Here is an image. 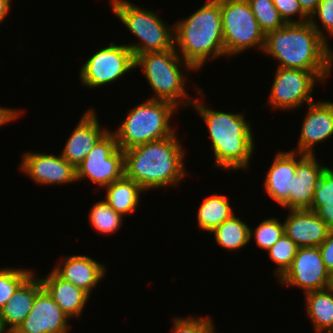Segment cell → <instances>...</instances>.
Wrapping results in <instances>:
<instances>
[{"instance_id":"obj_35","label":"cell","mask_w":333,"mask_h":333,"mask_svg":"<svg viewBox=\"0 0 333 333\" xmlns=\"http://www.w3.org/2000/svg\"><path fill=\"white\" fill-rule=\"evenodd\" d=\"M312 200H333V169L327 167L320 177Z\"/></svg>"},{"instance_id":"obj_33","label":"cell","mask_w":333,"mask_h":333,"mask_svg":"<svg viewBox=\"0 0 333 333\" xmlns=\"http://www.w3.org/2000/svg\"><path fill=\"white\" fill-rule=\"evenodd\" d=\"M173 333H212L214 323L212 317H195L188 318L176 317L173 320Z\"/></svg>"},{"instance_id":"obj_40","label":"cell","mask_w":333,"mask_h":333,"mask_svg":"<svg viewBox=\"0 0 333 333\" xmlns=\"http://www.w3.org/2000/svg\"><path fill=\"white\" fill-rule=\"evenodd\" d=\"M11 2L12 0H0V24L3 23L5 17L9 14Z\"/></svg>"},{"instance_id":"obj_20","label":"cell","mask_w":333,"mask_h":333,"mask_svg":"<svg viewBox=\"0 0 333 333\" xmlns=\"http://www.w3.org/2000/svg\"><path fill=\"white\" fill-rule=\"evenodd\" d=\"M52 269L63 280L83 289L89 295L105 277L106 266L87 255H69Z\"/></svg>"},{"instance_id":"obj_38","label":"cell","mask_w":333,"mask_h":333,"mask_svg":"<svg viewBox=\"0 0 333 333\" xmlns=\"http://www.w3.org/2000/svg\"><path fill=\"white\" fill-rule=\"evenodd\" d=\"M23 110H16L7 107H0V127L12 123V121L16 120L17 118L22 115Z\"/></svg>"},{"instance_id":"obj_34","label":"cell","mask_w":333,"mask_h":333,"mask_svg":"<svg viewBox=\"0 0 333 333\" xmlns=\"http://www.w3.org/2000/svg\"><path fill=\"white\" fill-rule=\"evenodd\" d=\"M273 4L285 23H303L309 21V16L302 10L298 0H273ZM299 16L294 20L293 16Z\"/></svg>"},{"instance_id":"obj_16","label":"cell","mask_w":333,"mask_h":333,"mask_svg":"<svg viewBox=\"0 0 333 333\" xmlns=\"http://www.w3.org/2000/svg\"><path fill=\"white\" fill-rule=\"evenodd\" d=\"M328 166H323L316 155L296 152V170L293 192L289 195L290 209H309L320 177Z\"/></svg>"},{"instance_id":"obj_19","label":"cell","mask_w":333,"mask_h":333,"mask_svg":"<svg viewBox=\"0 0 333 333\" xmlns=\"http://www.w3.org/2000/svg\"><path fill=\"white\" fill-rule=\"evenodd\" d=\"M264 180L265 192L282 208L289 209V195L293 192V177L296 170V152L276 153Z\"/></svg>"},{"instance_id":"obj_3","label":"cell","mask_w":333,"mask_h":333,"mask_svg":"<svg viewBox=\"0 0 333 333\" xmlns=\"http://www.w3.org/2000/svg\"><path fill=\"white\" fill-rule=\"evenodd\" d=\"M191 107L199 113L207 126L214 154V166L224 171L247 170L254 153L251 124L244 113L238 114L209 109L195 99Z\"/></svg>"},{"instance_id":"obj_24","label":"cell","mask_w":333,"mask_h":333,"mask_svg":"<svg viewBox=\"0 0 333 333\" xmlns=\"http://www.w3.org/2000/svg\"><path fill=\"white\" fill-rule=\"evenodd\" d=\"M307 317L315 333H333V286L305 293Z\"/></svg>"},{"instance_id":"obj_10","label":"cell","mask_w":333,"mask_h":333,"mask_svg":"<svg viewBox=\"0 0 333 333\" xmlns=\"http://www.w3.org/2000/svg\"><path fill=\"white\" fill-rule=\"evenodd\" d=\"M124 175V151L118 147L115 134L108 131L76 168V180L87 179L106 187Z\"/></svg>"},{"instance_id":"obj_41","label":"cell","mask_w":333,"mask_h":333,"mask_svg":"<svg viewBox=\"0 0 333 333\" xmlns=\"http://www.w3.org/2000/svg\"><path fill=\"white\" fill-rule=\"evenodd\" d=\"M0 333H8V332L5 330V328L3 327L1 317H0Z\"/></svg>"},{"instance_id":"obj_37","label":"cell","mask_w":333,"mask_h":333,"mask_svg":"<svg viewBox=\"0 0 333 333\" xmlns=\"http://www.w3.org/2000/svg\"><path fill=\"white\" fill-rule=\"evenodd\" d=\"M326 269L333 276V231H331L326 239L318 247Z\"/></svg>"},{"instance_id":"obj_27","label":"cell","mask_w":333,"mask_h":333,"mask_svg":"<svg viewBox=\"0 0 333 333\" xmlns=\"http://www.w3.org/2000/svg\"><path fill=\"white\" fill-rule=\"evenodd\" d=\"M123 216L112 209L105 200L96 202L90 210L89 221L99 234H113L122 226Z\"/></svg>"},{"instance_id":"obj_26","label":"cell","mask_w":333,"mask_h":333,"mask_svg":"<svg viewBox=\"0 0 333 333\" xmlns=\"http://www.w3.org/2000/svg\"><path fill=\"white\" fill-rule=\"evenodd\" d=\"M249 226L235 216L224 221L211 234L218 245L231 252L243 248L249 243Z\"/></svg>"},{"instance_id":"obj_8","label":"cell","mask_w":333,"mask_h":333,"mask_svg":"<svg viewBox=\"0 0 333 333\" xmlns=\"http://www.w3.org/2000/svg\"><path fill=\"white\" fill-rule=\"evenodd\" d=\"M220 9L226 56L240 55L252 47L263 52L266 35L247 0H220Z\"/></svg>"},{"instance_id":"obj_28","label":"cell","mask_w":333,"mask_h":333,"mask_svg":"<svg viewBox=\"0 0 333 333\" xmlns=\"http://www.w3.org/2000/svg\"><path fill=\"white\" fill-rule=\"evenodd\" d=\"M252 234L256 245L267 251L285 234L284 222L276 217L264 219L255 229L249 228V241L252 240Z\"/></svg>"},{"instance_id":"obj_2","label":"cell","mask_w":333,"mask_h":333,"mask_svg":"<svg viewBox=\"0 0 333 333\" xmlns=\"http://www.w3.org/2000/svg\"><path fill=\"white\" fill-rule=\"evenodd\" d=\"M175 132L165 139L124 150V175L145 191L177 186L187 175L185 150Z\"/></svg>"},{"instance_id":"obj_5","label":"cell","mask_w":333,"mask_h":333,"mask_svg":"<svg viewBox=\"0 0 333 333\" xmlns=\"http://www.w3.org/2000/svg\"><path fill=\"white\" fill-rule=\"evenodd\" d=\"M137 67L144 72L155 94V97L149 99L168 101L179 109L194 102L196 97H190L185 89L187 73L183 71L187 70L189 73L191 70L192 72L196 70L184 61L175 49L138 55L135 58V68Z\"/></svg>"},{"instance_id":"obj_21","label":"cell","mask_w":333,"mask_h":333,"mask_svg":"<svg viewBox=\"0 0 333 333\" xmlns=\"http://www.w3.org/2000/svg\"><path fill=\"white\" fill-rule=\"evenodd\" d=\"M35 275L33 272L16 289L0 312L3 327L8 333H14L22 324L32 309L37 292L43 287L40 278Z\"/></svg>"},{"instance_id":"obj_29","label":"cell","mask_w":333,"mask_h":333,"mask_svg":"<svg viewBox=\"0 0 333 333\" xmlns=\"http://www.w3.org/2000/svg\"><path fill=\"white\" fill-rule=\"evenodd\" d=\"M247 2L265 35L286 24L280 17L273 0H247Z\"/></svg>"},{"instance_id":"obj_17","label":"cell","mask_w":333,"mask_h":333,"mask_svg":"<svg viewBox=\"0 0 333 333\" xmlns=\"http://www.w3.org/2000/svg\"><path fill=\"white\" fill-rule=\"evenodd\" d=\"M94 109H89L82 115L76 128L67 139L61 153L74 168L85 159L95 144L109 131L102 129Z\"/></svg>"},{"instance_id":"obj_7","label":"cell","mask_w":333,"mask_h":333,"mask_svg":"<svg viewBox=\"0 0 333 333\" xmlns=\"http://www.w3.org/2000/svg\"><path fill=\"white\" fill-rule=\"evenodd\" d=\"M110 1L115 16L140 40L139 43L127 44L135 58L145 53L175 49L174 25L172 27L167 25L156 12L139 7L130 1Z\"/></svg>"},{"instance_id":"obj_1","label":"cell","mask_w":333,"mask_h":333,"mask_svg":"<svg viewBox=\"0 0 333 333\" xmlns=\"http://www.w3.org/2000/svg\"><path fill=\"white\" fill-rule=\"evenodd\" d=\"M307 22L286 23L265 36L263 52L280 61L277 67L312 71L321 81L332 72L333 51Z\"/></svg>"},{"instance_id":"obj_14","label":"cell","mask_w":333,"mask_h":333,"mask_svg":"<svg viewBox=\"0 0 333 333\" xmlns=\"http://www.w3.org/2000/svg\"><path fill=\"white\" fill-rule=\"evenodd\" d=\"M69 317L42 287L28 316L14 333H68Z\"/></svg>"},{"instance_id":"obj_13","label":"cell","mask_w":333,"mask_h":333,"mask_svg":"<svg viewBox=\"0 0 333 333\" xmlns=\"http://www.w3.org/2000/svg\"><path fill=\"white\" fill-rule=\"evenodd\" d=\"M19 169L36 184L62 185L77 182L76 168L62 155L26 152Z\"/></svg>"},{"instance_id":"obj_15","label":"cell","mask_w":333,"mask_h":333,"mask_svg":"<svg viewBox=\"0 0 333 333\" xmlns=\"http://www.w3.org/2000/svg\"><path fill=\"white\" fill-rule=\"evenodd\" d=\"M301 124L297 150L294 152L313 155L314 145L333 136V102L316 101L308 105Z\"/></svg>"},{"instance_id":"obj_18","label":"cell","mask_w":333,"mask_h":333,"mask_svg":"<svg viewBox=\"0 0 333 333\" xmlns=\"http://www.w3.org/2000/svg\"><path fill=\"white\" fill-rule=\"evenodd\" d=\"M284 220L285 234L300 247H319L331 232L325 222L310 209H290Z\"/></svg>"},{"instance_id":"obj_39","label":"cell","mask_w":333,"mask_h":333,"mask_svg":"<svg viewBox=\"0 0 333 333\" xmlns=\"http://www.w3.org/2000/svg\"><path fill=\"white\" fill-rule=\"evenodd\" d=\"M302 10L310 17L316 10L320 0H298Z\"/></svg>"},{"instance_id":"obj_22","label":"cell","mask_w":333,"mask_h":333,"mask_svg":"<svg viewBox=\"0 0 333 333\" xmlns=\"http://www.w3.org/2000/svg\"><path fill=\"white\" fill-rule=\"evenodd\" d=\"M40 280L43 287L69 319L81 317L88 298H90L87 292L63 280L53 270L48 276L40 277Z\"/></svg>"},{"instance_id":"obj_6","label":"cell","mask_w":333,"mask_h":333,"mask_svg":"<svg viewBox=\"0 0 333 333\" xmlns=\"http://www.w3.org/2000/svg\"><path fill=\"white\" fill-rule=\"evenodd\" d=\"M179 109L164 100L146 99L133 107L123 123L113 131L118 147L123 151L150 141L165 139L176 132L170 123Z\"/></svg>"},{"instance_id":"obj_23","label":"cell","mask_w":333,"mask_h":333,"mask_svg":"<svg viewBox=\"0 0 333 333\" xmlns=\"http://www.w3.org/2000/svg\"><path fill=\"white\" fill-rule=\"evenodd\" d=\"M104 188L106 190L104 200L122 216H130L129 214L136 211L140 203V193L145 191L125 175Z\"/></svg>"},{"instance_id":"obj_25","label":"cell","mask_w":333,"mask_h":333,"mask_svg":"<svg viewBox=\"0 0 333 333\" xmlns=\"http://www.w3.org/2000/svg\"><path fill=\"white\" fill-rule=\"evenodd\" d=\"M229 199L224 195L212 194L205 198L197 211V223L201 230L211 233L235 213Z\"/></svg>"},{"instance_id":"obj_12","label":"cell","mask_w":333,"mask_h":333,"mask_svg":"<svg viewBox=\"0 0 333 333\" xmlns=\"http://www.w3.org/2000/svg\"><path fill=\"white\" fill-rule=\"evenodd\" d=\"M308 293L333 286V276L326 269L318 247H300L291 266L278 280Z\"/></svg>"},{"instance_id":"obj_11","label":"cell","mask_w":333,"mask_h":333,"mask_svg":"<svg viewBox=\"0 0 333 333\" xmlns=\"http://www.w3.org/2000/svg\"><path fill=\"white\" fill-rule=\"evenodd\" d=\"M322 81L312 72L277 67L267 103L275 110H293L313 103L315 84Z\"/></svg>"},{"instance_id":"obj_31","label":"cell","mask_w":333,"mask_h":333,"mask_svg":"<svg viewBox=\"0 0 333 333\" xmlns=\"http://www.w3.org/2000/svg\"><path fill=\"white\" fill-rule=\"evenodd\" d=\"M33 273L28 269H0V312L7 301L14 295L16 289Z\"/></svg>"},{"instance_id":"obj_30","label":"cell","mask_w":333,"mask_h":333,"mask_svg":"<svg viewBox=\"0 0 333 333\" xmlns=\"http://www.w3.org/2000/svg\"><path fill=\"white\" fill-rule=\"evenodd\" d=\"M298 246L295 242L284 234L267 252L273 262H275V276L279 279L291 266L295 258Z\"/></svg>"},{"instance_id":"obj_4","label":"cell","mask_w":333,"mask_h":333,"mask_svg":"<svg viewBox=\"0 0 333 333\" xmlns=\"http://www.w3.org/2000/svg\"><path fill=\"white\" fill-rule=\"evenodd\" d=\"M174 48L196 71L208 60L226 57L220 0H208L190 16L174 23Z\"/></svg>"},{"instance_id":"obj_9","label":"cell","mask_w":333,"mask_h":333,"mask_svg":"<svg viewBox=\"0 0 333 333\" xmlns=\"http://www.w3.org/2000/svg\"><path fill=\"white\" fill-rule=\"evenodd\" d=\"M135 68V57L126 45L113 42L95 52L81 66L79 77L85 87L98 88L123 78Z\"/></svg>"},{"instance_id":"obj_32","label":"cell","mask_w":333,"mask_h":333,"mask_svg":"<svg viewBox=\"0 0 333 333\" xmlns=\"http://www.w3.org/2000/svg\"><path fill=\"white\" fill-rule=\"evenodd\" d=\"M317 17L323 29H320V26H318L319 23H316ZM309 23L328 42L327 36H333V0H320L316 10L309 17ZM323 31H326L328 34H324Z\"/></svg>"},{"instance_id":"obj_36","label":"cell","mask_w":333,"mask_h":333,"mask_svg":"<svg viewBox=\"0 0 333 333\" xmlns=\"http://www.w3.org/2000/svg\"><path fill=\"white\" fill-rule=\"evenodd\" d=\"M309 209L315 211L328 228L333 231V200H312Z\"/></svg>"}]
</instances>
